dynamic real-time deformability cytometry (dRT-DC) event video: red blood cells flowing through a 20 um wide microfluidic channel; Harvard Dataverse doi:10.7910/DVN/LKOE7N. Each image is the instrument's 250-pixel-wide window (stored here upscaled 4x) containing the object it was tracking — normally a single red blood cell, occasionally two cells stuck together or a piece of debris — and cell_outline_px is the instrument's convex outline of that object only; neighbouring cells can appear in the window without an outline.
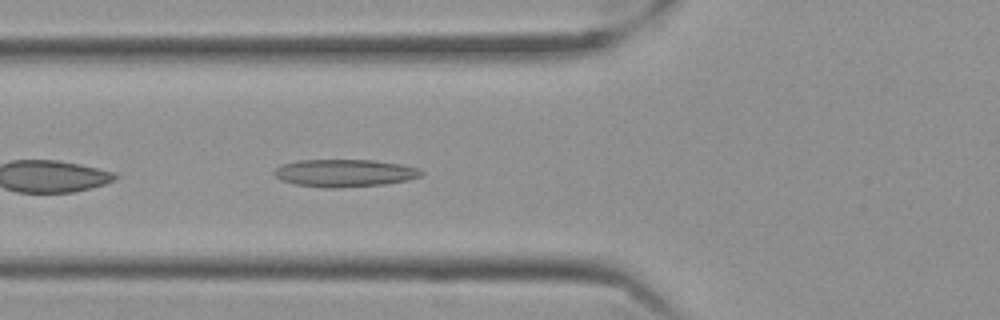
{"species": "Egyptian fruit bat (a non-hibernating species)", "species_latin": "Rousettus aegyptiacus", "temperature_condition": "cold", "stored_images_in_passage": 40, "camera_frame_rate_fps": 3000, "um_per_image_px": 0.085, "frame": {"image": 1, "passage_image": 5, "time_ms": 1.333, "image_size_px": [1000, 320], "cell_outline_px": [[424, 172], [420, 176], [408, 180], [384, 184], [332, 188], [296, 184], [280, 180], [272, 172], [276, 168], [284, 164], [296, 160], [376, 160], [400, 164], [416, 168]], "centroid_in_image_um": [29.28, 14.7], "position_along_channel_um": 96.5, "area_um2": 23.35}}
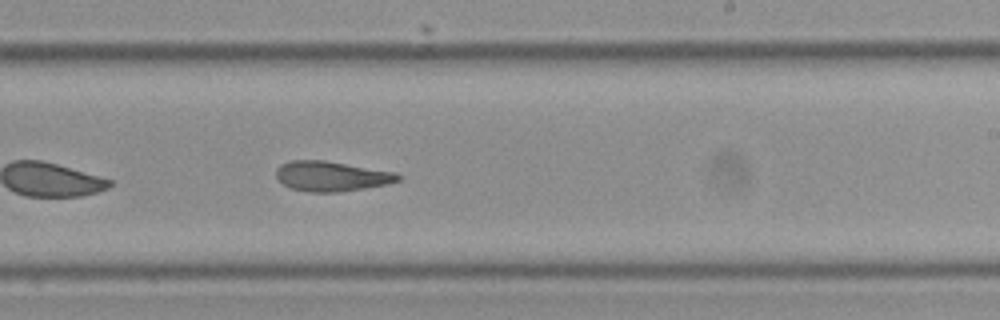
{"frame": {"image": 2, "passage_image": 19, "time_ms": 6.0, "image_size_px": [1000, 320], "cell_outline_px": [[400, 180], [388, 184], [364, 188], [336, 192], [308, 192], [292, 188], [284, 184], [276, 176], [276, 168], [280, 164], [288, 160], [324, 160], [396, 172], [400, 176]], "centroid_in_image_um": [28.16, 14.97], "position_along_channel_um": 260.8, "area_um2": 21.27}}
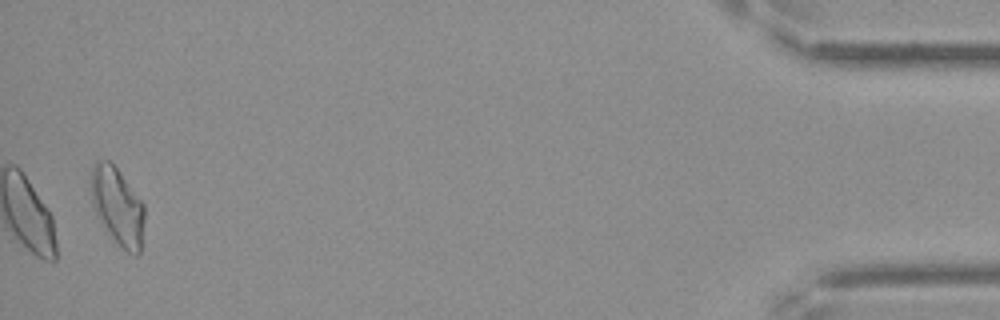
{"frame": {"image": 3, "passage_image": 40, "time_ms": 13.0, "image_size_px": [1000, 320], "cell_outline_px": [[144, 220], [140, 252], [136, 256], [128, 252], [104, 228], [92, 204], [92, 168], [96, 160], [108, 160], [116, 168], [144, 204]], "centroid_in_image_um": [10.0, 17.53], "position_along_channel_um": 425.2, "area_um2": 23.47}, "authors_computed_cell_mechanics": {"area_um2": 21.7906, "velocity_mm_per_s": 3.5037, "shape_relaxation_time_tau1_ms": null, "shape_relaxation_time_tau2_ms": 3.0873, "deformation_change_tau1": null, "deformation_change_tau2": 0.1082}}